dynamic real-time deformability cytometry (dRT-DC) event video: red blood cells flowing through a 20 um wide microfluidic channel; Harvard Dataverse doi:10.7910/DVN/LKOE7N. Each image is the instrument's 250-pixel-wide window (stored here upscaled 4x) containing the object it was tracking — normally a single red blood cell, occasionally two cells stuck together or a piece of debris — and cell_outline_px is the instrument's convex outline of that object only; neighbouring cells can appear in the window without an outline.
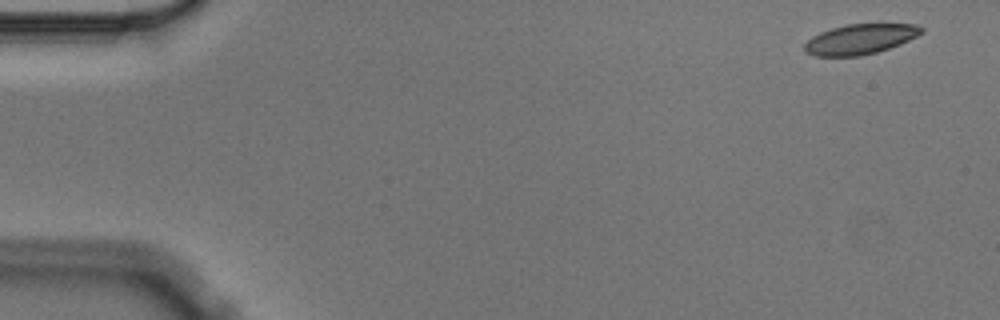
{"species": "Egyptian fruit bat (a non-hibernating species)", "species_latin": "Rousettus aegyptiacus", "temperature_condition": "cold", "stored_images_in_passage": 7, "camera_frame_rate_fps": 3000, "um_per_image_px": 0.085, "animal": {"sex": "male"}, "frame": {"image": 1, "passage_image": 1, "time_ms": 0.0, "image_size_px": [1000, 320], "cell_outline_px": [[924, 32], [900, 44], [876, 52], [860, 56], [816, 56], [804, 52], [804, 44], [812, 36], [820, 32], [832, 28], [848, 24], [876, 20], [880, 20], [916, 24], [924, 28]], "centroid_in_image_um": [73.18, 3.26], "position_along_channel_um": 11.8, "area_um2": 21.5}}
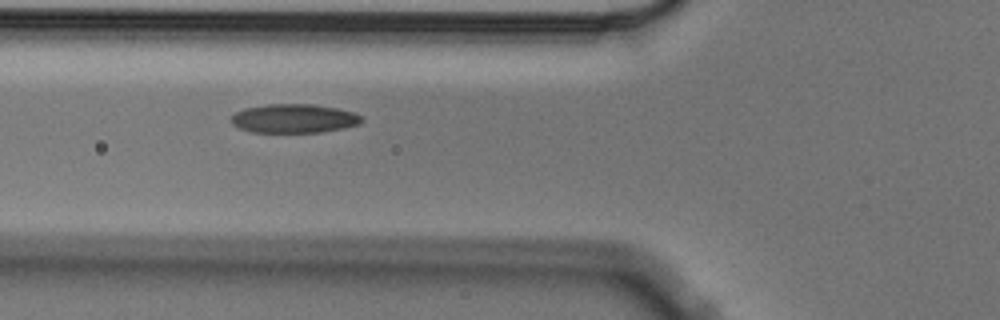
{"frame": {"image": 2, "passage_image": 6, "time_ms": 1.667, "image_size_px": [1000, 320], "cell_outline_px": [[364, 120], [360, 124], [344, 128], [320, 132], [252, 132], [240, 128], [232, 124], [232, 116], [236, 112], [244, 108], [268, 104], [312, 104], [336, 108], [356, 112]], "centroid_in_image_um": [25.02, 10.07], "position_along_channel_um": 100.8, "area_um2": 21.96}}
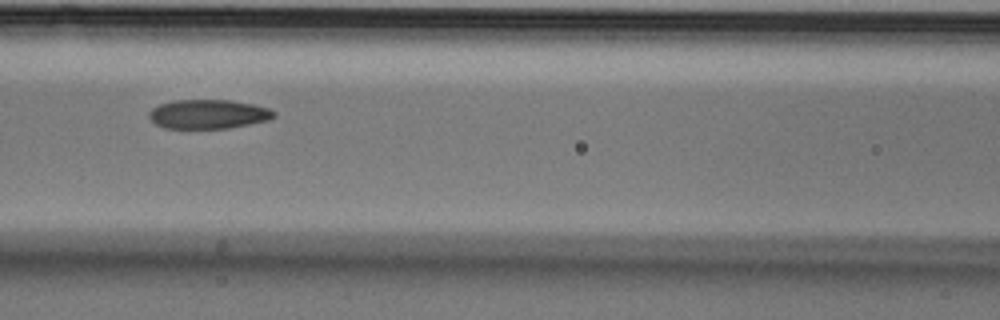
{"frame": {"image": 3, "passage_image": 7, "time_ms": 2.0, "image_size_px": [1000, 320], "cell_outline_px": [[276, 116], [268, 120], [228, 128], [164, 128], [156, 124], [148, 116], [148, 112], [152, 108], [160, 104], [172, 100], [232, 100], [252, 104], [268, 108], [276, 112]], "centroid_in_image_um": [17.69, 9.69], "position_along_channel_um": 148.9, "area_um2": 21.21}}